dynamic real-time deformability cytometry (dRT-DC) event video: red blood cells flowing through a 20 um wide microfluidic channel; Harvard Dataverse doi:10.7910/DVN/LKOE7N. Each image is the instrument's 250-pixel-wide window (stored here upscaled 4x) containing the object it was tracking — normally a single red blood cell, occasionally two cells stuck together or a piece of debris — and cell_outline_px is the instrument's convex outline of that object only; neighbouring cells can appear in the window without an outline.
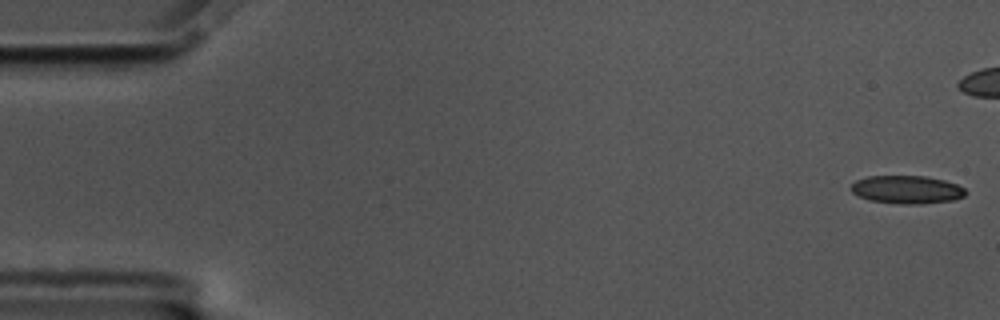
{"species": "common noctule bat (a hibernating species)", "species_latin": "Nyctalus noctula", "temperature_condition": "cold", "stored_images_in_passage": 47, "camera_frame_rate_fps": 3000, "um_per_image_px": 0.085, "animal": {"sex": "male", "body_mass_g": 17.5, "forearm_length_mm": 52.3}, "frame": {"image": 1, "passage_image": 1, "time_ms": 0.0, "image_size_px": [1000, 320], "cell_outline_px": [[968, 192], [964, 196], [952, 200], [920, 204], [900, 204], [868, 200], [852, 192], [848, 188], [856, 180], [868, 176], [924, 176], [944, 180], [956, 184], [964, 188]], "centroid_in_image_um": [77.06, 16.11], "position_along_channel_um": 7.9, "area_um2": 18.79}}
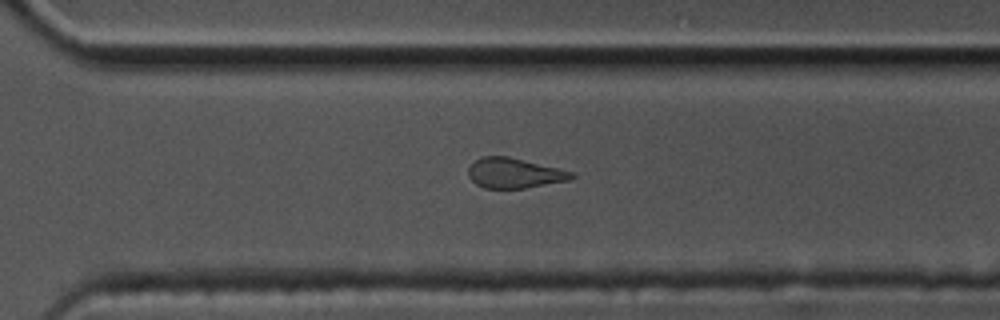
{"frame": {"image": 2, "passage_image": 40, "time_ms": 13.0, "image_size_px": [1000, 320], "cell_outline_px": [[576, 176], [572, 180], [524, 188], [484, 188], [476, 184], [468, 176], [468, 168], [480, 156], [508, 156], [572, 172]], "centroid_in_image_um": [43.7, 14.72], "position_along_channel_um": 326.9, "area_um2": 17.98}}
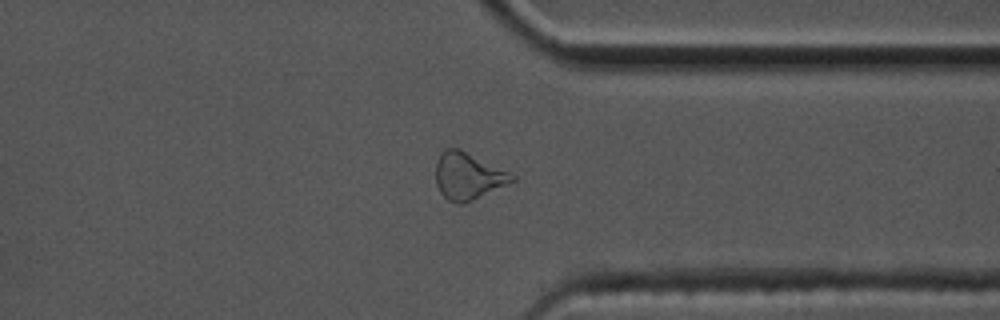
{"frame": {"image": 3, "passage_image": 44, "time_ms": 14.333, "image_size_px": [1000, 320], "cell_outline_px": [[516, 180], [508, 184], [464, 204], [460, 204], [448, 200], [440, 192], [436, 184], [436, 160], [440, 152], [444, 148], [460, 148], [516, 176]], "centroid_in_image_um": [39.75, 14.95], "position_along_channel_um": 371.6, "area_um2": 20.87}}